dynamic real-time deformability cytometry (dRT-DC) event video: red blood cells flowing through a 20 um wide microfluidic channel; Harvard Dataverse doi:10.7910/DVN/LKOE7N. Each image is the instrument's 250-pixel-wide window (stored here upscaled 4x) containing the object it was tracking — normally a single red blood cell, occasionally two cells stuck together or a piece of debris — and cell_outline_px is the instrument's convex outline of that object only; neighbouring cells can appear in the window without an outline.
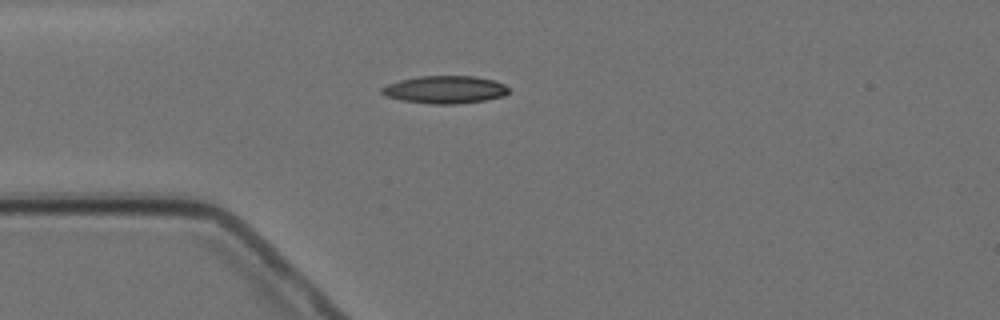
{"species": "Egyptian fruit bat (a non-hibernating species)", "species_latin": "Rousettus aegyptiacus", "temperature_condition": "cold", "stored_images_in_passage": 3, "camera_frame_rate_fps": 3000, "um_per_image_px": 0.085, "animal": {"sex": "female"}, "frame": {"image": 1, "passage_image": 1, "time_ms": 0.0, "image_size_px": [1000, 320], "cell_outline_px": [[508, 92], [504, 96], [484, 100], [456, 104], [432, 104], [404, 100], [388, 96], [380, 92], [380, 88], [388, 84], [400, 80], [420, 76], [476, 76], [492, 80], [504, 84], [508, 88]], "centroid_in_image_um": [37.83, 7.61], "position_along_channel_um": 47.2, "area_um2": 20.23}}
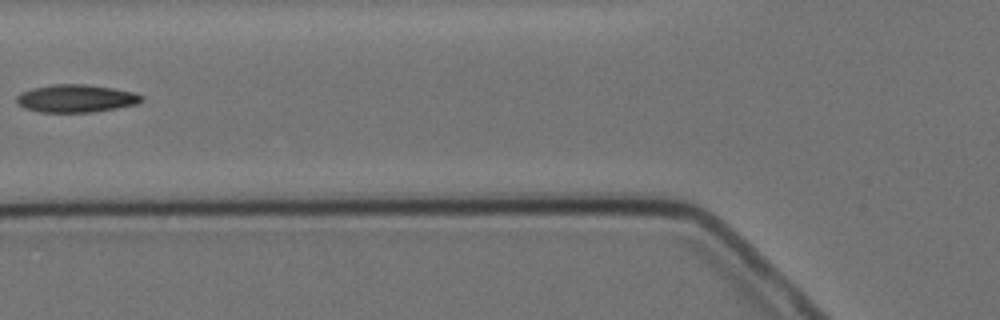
{"frame": {"image": 2, "passage_image": 3, "time_ms": 2.333, "image_size_px": [1000, 320], "cell_outline_px": [[144, 100], [136, 104], [116, 108], [92, 112], [40, 112], [24, 108], [16, 100], [16, 96], [20, 92], [32, 88], [52, 84], [84, 84], [112, 88], [132, 92], [144, 96]], "centroid_in_image_um": [6.44, 8.36], "position_along_channel_um": 119.4, "area_um2": 20.17}}